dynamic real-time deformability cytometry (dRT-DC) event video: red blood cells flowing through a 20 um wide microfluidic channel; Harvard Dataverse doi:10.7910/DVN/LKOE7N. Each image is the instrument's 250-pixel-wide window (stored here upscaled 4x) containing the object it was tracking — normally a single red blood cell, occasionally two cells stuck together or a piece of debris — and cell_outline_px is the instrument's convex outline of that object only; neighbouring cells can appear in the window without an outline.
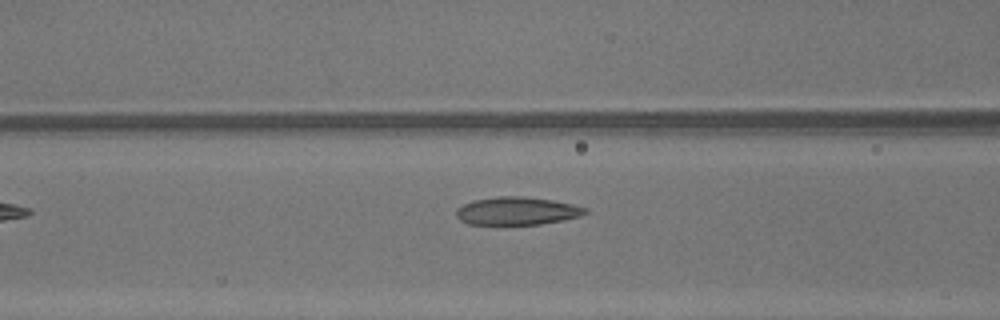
{"species": "common noctule bat (a hibernating species)", "species_latin": "Nyctalus noctula", "temperature_condition": "warm", "stored_images_in_passage": 28, "camera_frame_rate_fps": 3000, "um_per_image_px": 0.085, "animal": {"sex": "male", "body_mass_g": 13.3}, "frame": {"image": 1, "passage_image": 5, "time_ms": 1.333, "image_size_px": [1000, 320], "cell_outline_px": [[588, 212], [580, 216], [540, 224], [468, 224], [460, 220], [456, 216], [456, 208], [472, 200], [500, 196], [524, 196], [552, 200], [572, 204], [588, 208]], "centroid_in_image_um": [43.92, 17.92], "position_along_channel_um": 122.7, "area_um2": 20.92}}
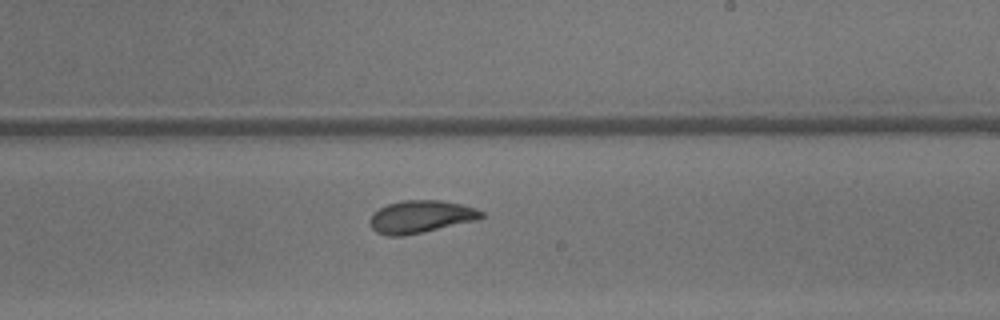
{"frame": {"image": 2, "passage_image": 14, "time_ms": 4.333, "image_size_px": [1000, 320], "cell_outline_px": [[484, 216], [476, 220], [424, 232], [404, 236], [388, 236], [376, 232], [372, 228], [372, 216], [380, 208], [388, 204], [404, 200], [440, 200], [460, 204], [476, 208], [484, 212]], "centroid_in_image_um": [35.8, 18.42], "position_along_channel_um": 253.2, "area_um2": 20.87}}
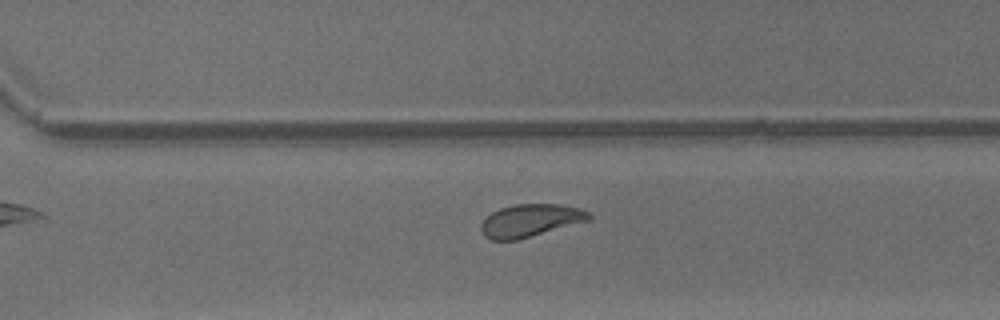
{"frame": {"image": 3, "passage_image": 19, "time_ms": 6.0, "image_size_px": [1000, 320], "cell_outline_px": [[592, 220], [516, 240], [492, 240], [484, 236], [480, 228], [480, 224], [492, 212], [500, 208], [516, 204], [560, 204], [580, 208], [588, 212], [592, 216]], "centroid_in_image_um": [45.1, 18.74], "position_along_channel_um": 325.5, "area_um2": 20.58}}